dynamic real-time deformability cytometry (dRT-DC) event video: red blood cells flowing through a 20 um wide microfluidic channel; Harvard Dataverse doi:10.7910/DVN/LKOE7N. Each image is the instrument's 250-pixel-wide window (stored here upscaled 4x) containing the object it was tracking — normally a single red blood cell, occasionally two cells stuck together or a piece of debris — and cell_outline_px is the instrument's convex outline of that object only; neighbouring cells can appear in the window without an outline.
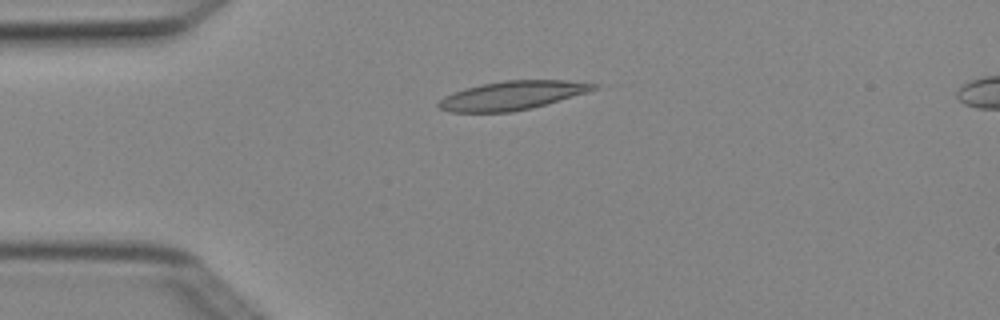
{"species": "Egyptian fruit bat (a non-hibernating species)", "species_latin": "Rousettus aegyptiacus", "temperature_condition": "cold", "stored_images_in_passage": 6, "camera_frame_rate_fps": 3000, "um_per_image_px": 0.085, "animal": {"sex": "female"}, "frame": {"image": 1, "passage_image": 3, "time_ms": 0.667, "image_size_px": [1000, 320], "cell_outline_px": [[600, 88], [588, 92], [532, 108], [512, 112], [452, 112], [440, 108], [436, 104], [444, 96], [452, 92], [464, 88], [480, 84], [504, 80], [568, 80], [600, 84]], "centroid_in_image_um": [43.56, 8.1], "position_along_channel_um": 41.4, "area_um2": 26.18}}
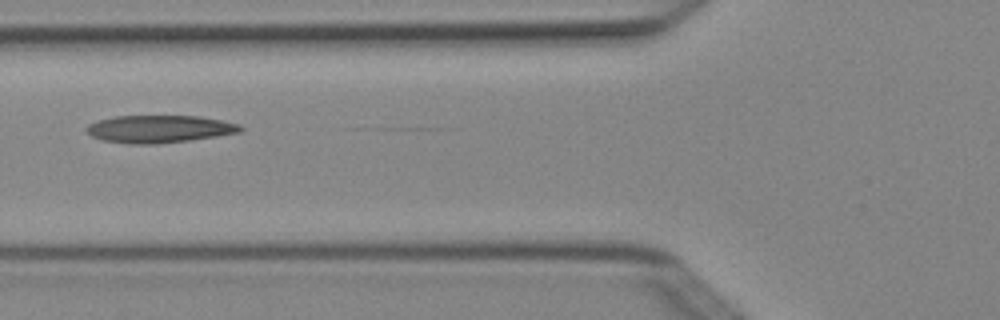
{"frame": {"image": 2, "passage_image": 5, "time_ms": 1.333, "image_size_px": [1000, 320], "cell_outline_px": [[244, 128], [240, 132], [216, 136], [188, 140], [156, 144], [128, 144], [100, 140], [92, 136], [84, 128], [88, 124], [100, 120], [116, 116], [200, 116], [240, 124]], "centroid_in_image_um": [13.52, 10.96], "position_along_channel_um": 112.3, "area_um2": 24.62}}
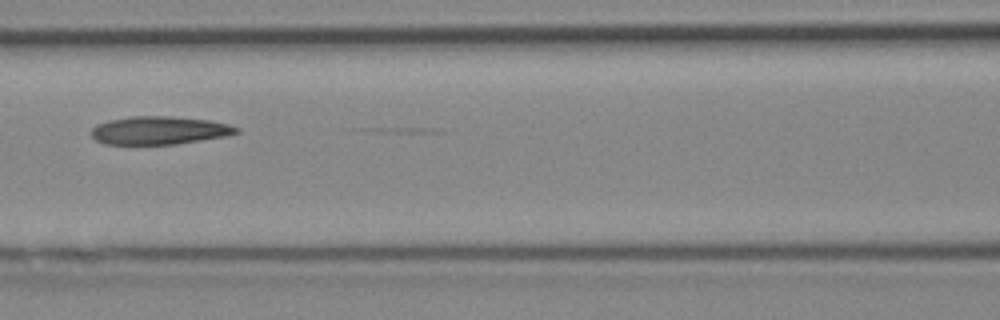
{"frame": {"image": 3, "passage_image": 6, "time_ms": 1.667, "image_size_px": [1000, 320], "cell_outline_px": [[240, 132], [228, 136], [176, 144], [104, 144], [96, 140], [88, 132], [96, 124], [108, 120], [132, 116], [168, 116], [208, 120], [228, 124], [240, 128]], "centroid_in_image_um": [13.52, 11.08], "position_along_channel_um": 153.1, "area_um2": 23.93}}